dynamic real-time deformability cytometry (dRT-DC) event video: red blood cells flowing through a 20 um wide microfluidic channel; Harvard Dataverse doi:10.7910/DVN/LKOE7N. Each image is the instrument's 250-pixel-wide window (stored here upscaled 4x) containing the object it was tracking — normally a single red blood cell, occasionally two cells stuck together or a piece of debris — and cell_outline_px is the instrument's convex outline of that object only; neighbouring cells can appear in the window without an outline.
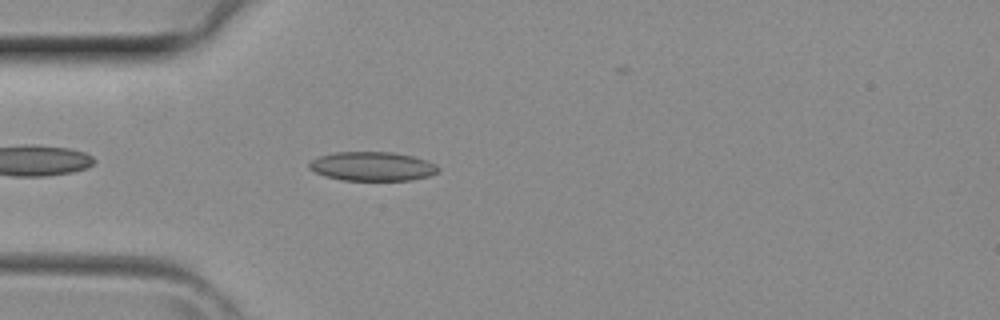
{"species": "common noctule bat (a hibernating species)", "species_latin": "Nyctalus noctula", "temperature_condition": "room temperature", "stored_images_in_passage": 3, "camera_frame_rate_fps": 3000, "um_per_image_px": 0.085, "animal": {"sex": "female", "body_mass_g": 29.2, "forearm_length_mm": 56.3}, "frame": {"image": 1, "passage_image": 3, "time_ms": 0.667, "image_size_px": [1000, 320], "cell_outline_px": [[440, 172], [428, 176], [412, 180], [344, 180], [324, 176], [308, 168], [308, 164], [312, 160], [320, 156], [336, 152], [392, 152], [412, 156], [428, 160], [436, 164], [440, 168]], "centroid_in_image_um": [31.69, 14.14], "position_along_channel_um": 53.3, "area_um2": 21.91}}